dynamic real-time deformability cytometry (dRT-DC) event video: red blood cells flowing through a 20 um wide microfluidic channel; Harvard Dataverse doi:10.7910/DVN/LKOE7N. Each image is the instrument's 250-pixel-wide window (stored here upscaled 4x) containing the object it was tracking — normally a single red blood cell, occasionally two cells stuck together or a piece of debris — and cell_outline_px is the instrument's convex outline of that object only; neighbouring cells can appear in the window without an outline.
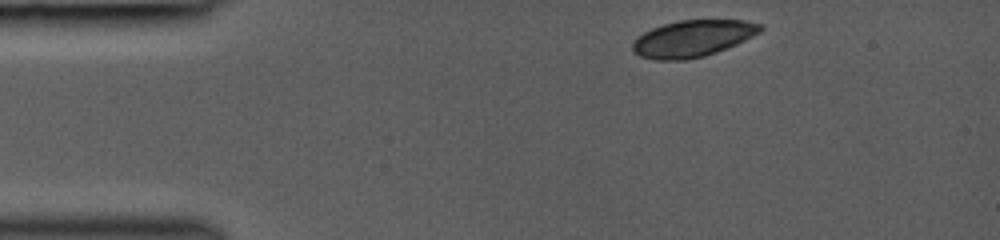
{"species": "common noctule bat (a hibernating species)", "species_latin": "Nyctalus noctula", "temperature_condition": "room temperature", "stored_images_in_passage": 36, "camera_frame_rate_fps": 3000, "um_per_image_px": 0.085, "animal": {"sex": "female", "body_mass_g": 19.0, "forearm_length_mm": 53.3}, "frame": {"image": 1, "passage_image": 1, "time_ms": 0.0, "image_size_px": [1000, 240], "cell_outline_px": [[764, 28], [760, 32], [736, 44], [716, 52], [704, 56], [688, 60], [656, 60], [640, 56], [632, 52], [632, 44], [636, 36], [652, 28], [664, 24], [680, 20], [744, 20], [764, 24]], "centroid_in_image_um": [58.86, 3.27], "position_along_channel_um": 26.1, "area_um2": 27.4}}
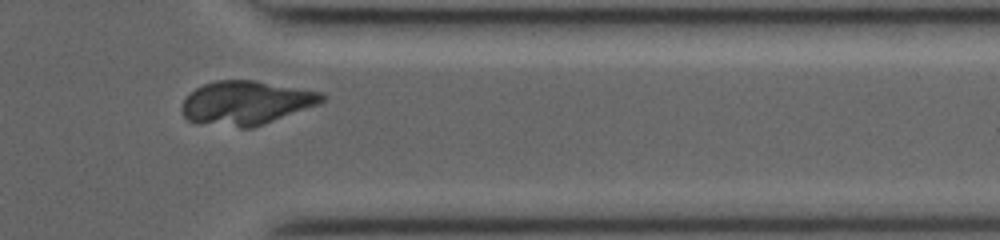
{"frame": {"image": 2, "passage_image": 32, "time_ms": 10.0, "image_size_px": [1000, 240], "cell_outline_px": [[324, 100], [320, 104], [252, 128], [240, 128], [196, 124], [188, 120], [180, 112], [180, 108], [184, 100], [196, 88], [204, 84], [216, 80], [256, 80], [320, 92], [324, 96]], "centroid_in_image_um": [20.87, 8.76], "position_along_channel_um": 390.5, "area_um2": 36.01}}
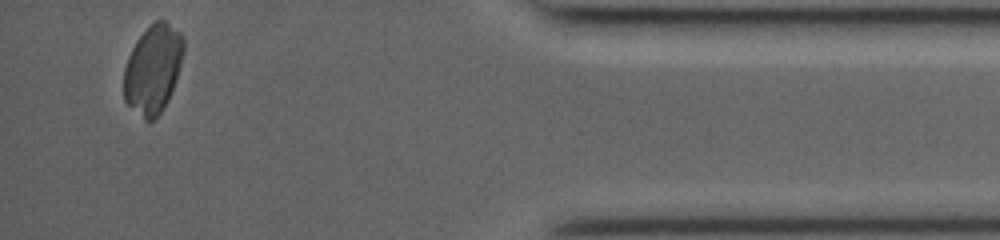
{"frame": {"image": 3, "passage_image": 36, "time_ms": 11.667, "image_size_px": [1000, 240], "cell_outline_px": [[184, 52], [176, 80], [168, 100], [164, 108], [148, 124], [124, 100], [124, 68], [128, 56], [136, 40], [156, 20], [164, 20], [180, 32], [184, 36]], "centroid_in_image_um": [13.01, 5.88], "position_along_channel_um": 422.2, "area_um2": 30.81}}